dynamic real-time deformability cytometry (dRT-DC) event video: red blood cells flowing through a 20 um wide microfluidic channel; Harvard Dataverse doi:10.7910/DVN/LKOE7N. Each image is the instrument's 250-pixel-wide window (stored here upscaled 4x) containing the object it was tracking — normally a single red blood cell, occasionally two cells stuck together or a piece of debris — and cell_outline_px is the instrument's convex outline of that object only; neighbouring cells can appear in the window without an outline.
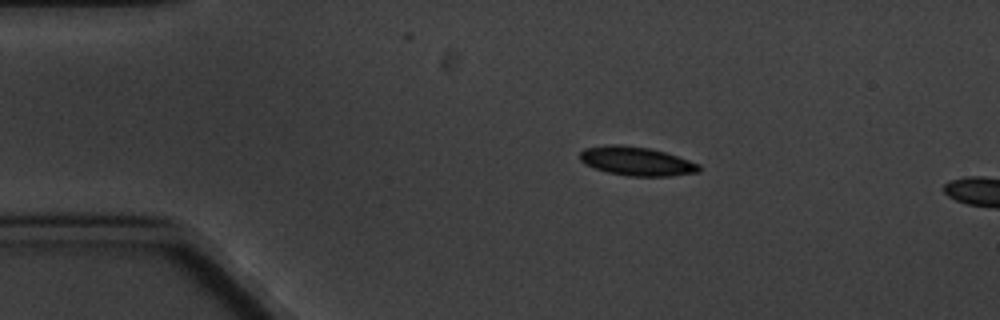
{"species": "common noctule bat (a hibernating species)", "species_latin": "Nyctalus noctula", "temperature_condition": "cold", "stored_images_in_passage": 5, "camera_frame_rate_fps": 3000, "um_per_image_px": 0.085, "animal": {"sex": "male", "body_mass_g": 20.1, "forearm_length_mm": 53.5}, "frame": {"image": 1, "passage_image": 3, "time_ms": 2.333, "image_size_px": [1000, 320], "cell_outline_px": [[700, 172], [668, 176], [628, 176], [608, 172], [584, 164], [580, 160], [580, 152], [584, 148], [608, 144], [620, 144], [648, 148], [664, 152], [700, 164]], "centroid_in_image_um": [54.08, 13.7], "position_along_channel_um": 30.9, "area_um2": 19.94}}